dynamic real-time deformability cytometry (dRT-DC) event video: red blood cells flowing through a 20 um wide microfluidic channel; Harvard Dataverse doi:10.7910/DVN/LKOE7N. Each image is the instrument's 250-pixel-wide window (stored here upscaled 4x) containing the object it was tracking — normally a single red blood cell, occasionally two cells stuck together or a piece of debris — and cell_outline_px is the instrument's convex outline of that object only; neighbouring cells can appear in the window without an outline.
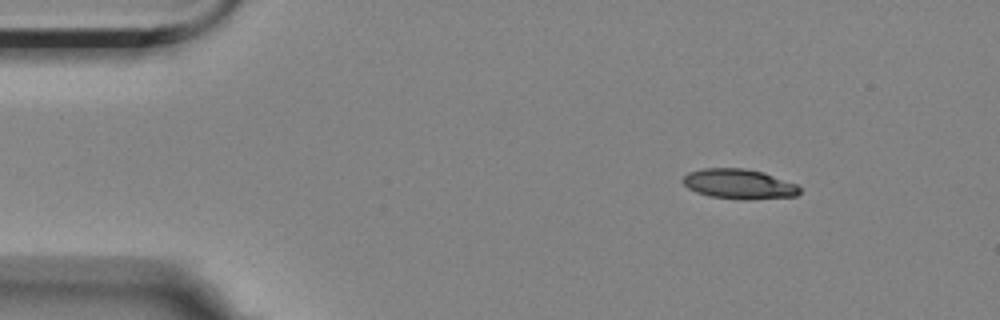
{"species": "Egyptian fruit bat (a non-hibernating species)", "species_latin": "Rousettus aegyptiacus", "temperature_condition": "room temperature", "stored_images_in_passage": 5, "camera_frame_rate_fps": 3000, "um_per_image_px": 0.085, "animal": {"sex": "female"}, "frame": {"image": 1, "passage_image": 2, "time_ms": 1.0, "image_size_px": [1000, 320], "cell_outline_px": [[800, 192], [796, 196], [752, 200], [744, 200], [708, 196], [696, 192], [688, 188], [680, 180], [688, 172], [704, 168], [744, 168], [764, 172], [796, 184], [800, 188]], "centroid_in_image_um": [62.8, 15.65], "position_along_channel_um": 22.2, "area_um2": 20.58}}